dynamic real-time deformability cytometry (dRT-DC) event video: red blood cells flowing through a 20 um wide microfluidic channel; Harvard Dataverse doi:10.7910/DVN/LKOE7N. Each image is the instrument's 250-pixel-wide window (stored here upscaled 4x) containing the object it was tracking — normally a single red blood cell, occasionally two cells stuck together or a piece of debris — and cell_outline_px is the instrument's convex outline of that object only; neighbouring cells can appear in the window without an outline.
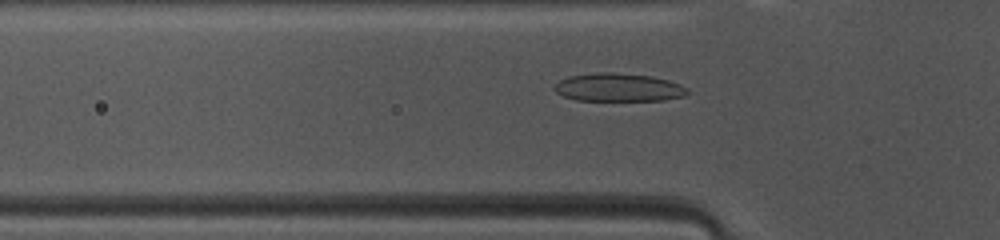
{"species": "common noctule bat (a hibernating species)", "species_latin": "Nyctalus noctula", "temperature_condition": "warm", "stored_images_in_passage": 46, "camera_frame_rate_fps": 3000, "um_per_image_px": 0.085, "animal": {"sex": "female", "body_mass_g": 10.0, "forearm_length_mm": 53.1}, "frame": {"image": 1, "passage_image": 13, "time_ms": 4.0, "image_size_px": [1000, 240], "cell_outline_px": [[688, 92], [684, 96], [664, 100], [576, 100], [564, 96], [556, 92], [552, 88], [560, 80], [568, 76], [596, 72], [616, 72], [652, 76], [668, 80], [680, 84], [688, 88]], "centroid_in_image_um": [52.56, 7.42], "position_along_channel_um": 73.2, "area_um2": 21.91}}
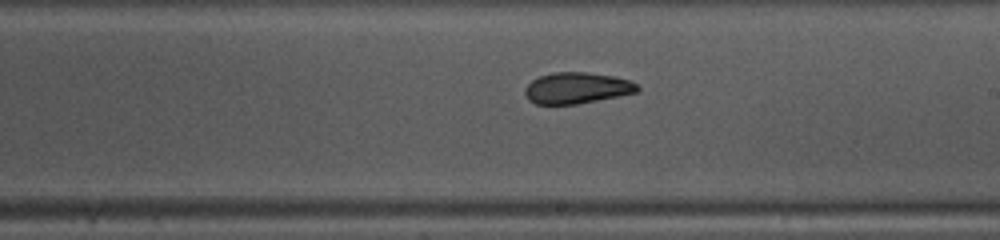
{"frame": {"image": 2, "passage_image": 25, "time_ms": 8.0, "image_size_px": [1000, 240], "cell_outline_px": [[640, 88], [636, 92], [620, 96], [576, 104], [536, 104], [528, 100], [524, 92], [524, 88], [532, 80], [540, 76], [552, 72], [588, 72], [616, 76], [632, 80]], "centroid_in_image_um": [49.04, 7.47], "position_along_channel_um": 240.0, "area_um2": 20.63}}
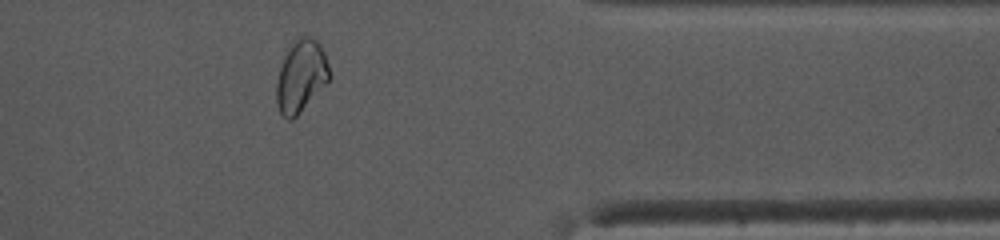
{"frame": {"image": 3, "passage_image": 37, "time_ms": 12.0, "image_size_px": [1000, 240], "cell_outline_px": [[328, 80], [300, 112], [292, 120], [288, 120], [280, 112], [276, 100], [276, 84], [280, 68], [284, 56], [288, 48], [300, 36], [312, 36], [320, 44], [324, 52], [328, 64]], "centroid_in_image_um": [25.56, 6.45], "position_along_channel_um": 385.8, "area_um2": 21.73}, "authors_computed_cell_mechanics": {"area_um2": 21.7328, "velocity_mm_per_s": 4.1301, "shape_relaxation_time_tau1_ms": 6.4654, "shape_relaxation_time_tau2_ms": 3.5106, "deformation_change_tau1": 0.1656, "deformation_change_tau2": 0.0569}}